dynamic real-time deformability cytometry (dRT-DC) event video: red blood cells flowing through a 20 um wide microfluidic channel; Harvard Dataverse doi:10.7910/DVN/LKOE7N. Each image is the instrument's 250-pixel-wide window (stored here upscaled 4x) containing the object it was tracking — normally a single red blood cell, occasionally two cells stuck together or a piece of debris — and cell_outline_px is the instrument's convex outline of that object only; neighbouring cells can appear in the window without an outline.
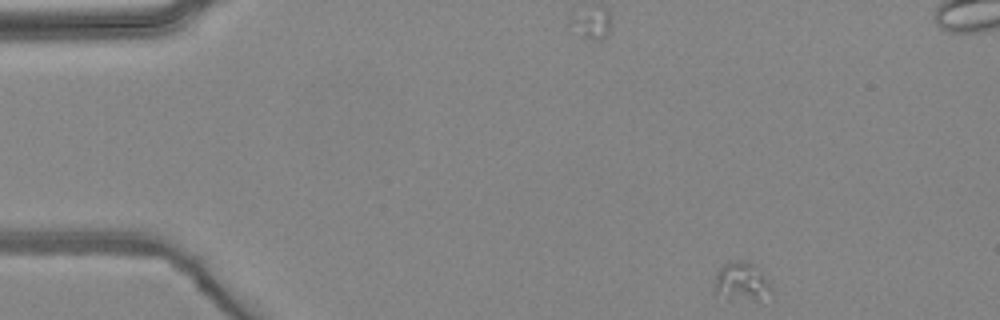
{"species": "common noctule bat (a hibernating species)", "species_latin": "Nyctalus noctula", "temperature_condition": "warm", "stored_images_in_passage": 6, "camera_frame_rate_fps": 3000, "um_per_image_px": 0.085, "animal": {"sex": "female", "body_mass_g": 24.6, "forearm_length_mm": 56.2}, "frame": {"image": 1, "passage_image": 1, "time_ms": 0.0, "image_size_px": [1000, 320], "cell_outline_px": [[772, 292], [756, 300], [728, 296], [712, 292], [716, 272], [728, 260], [744, 260], [756, 264], [760, 268], [768, 280]], "centroid_in_image_um": [63.02, 23.85], "position_along_channel_um": 22.0, "area_um2": 12.72}}